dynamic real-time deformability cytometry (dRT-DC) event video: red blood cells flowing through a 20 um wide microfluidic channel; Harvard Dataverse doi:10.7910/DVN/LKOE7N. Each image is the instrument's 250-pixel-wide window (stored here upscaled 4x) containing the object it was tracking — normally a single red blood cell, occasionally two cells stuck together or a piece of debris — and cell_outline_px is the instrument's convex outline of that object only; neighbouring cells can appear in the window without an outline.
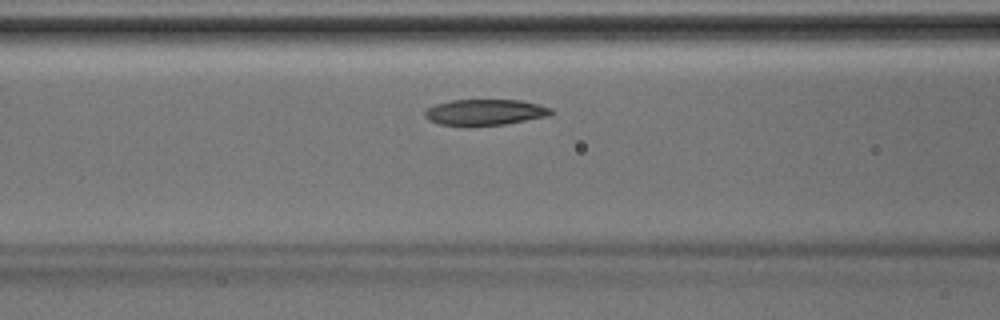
{"species": "Egyptian fruit bat (a non-hibernating species)", "species_latin": "Rousettus aegyptiacus", "temperature_condition": "room temperature", "stored_images_in_passage": 36, "camera_frame_rate_fps": 3000, "um_per_image_px": 0.085, "animal": {"sex": "male"}, "frame": {"image": 1, "passage_image": 10, "time_ms": 3.0, "image_size_px": [1000, 320], "cell_outline_px": [[556, 112], [552, 116], [504, 124], [440, 124], [428, 120], [424, 116], [424, 112], [428, 108], [436, 104], [452, 100], [520, 100], [540, 104], [552, 108]], "centroid_in_image_um": [41.33, 9.52], "position_along_channel_um": 125.3, "area_um2": 18.9}}
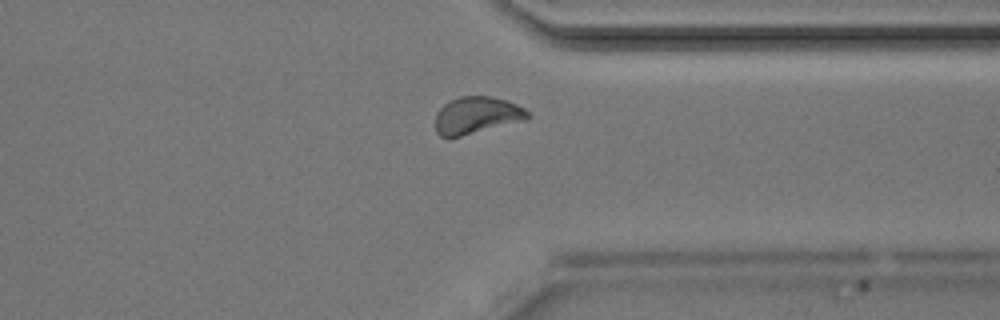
{"frame": {"image": 2, "passage_image": 26, "time_ms": 8.333, "image_size_px": [1000, 320], "cell_outline_px": [[532, 116], [528, 120], [448, 140], [440, 136], [436, 132], [436, 112], [444, 104], [460, 96], [488, 96], [508, 100], [524, 108]], "centroid_in_image_um": [40.53, 9.84], "position_along_channel_um": 370.9, "area_um2": 20.52}}
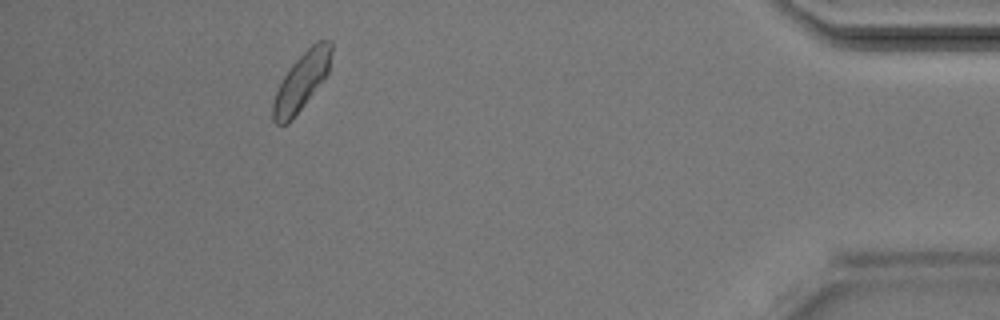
{"frame": {"image": 3, "passage_image": 32, "time_ms": 10.333, "image_size_px": [1000, 320], "cell_outline_px": [[332, 52], [328, 72], [324, 80], [292, 120], [288, 124], [276, 124], [272, 120], [272, 104], [276, 92], [288, 68], [316, 40], [332, 40]], "centroid_in_image_um": [25.64, 6.92], "position_along_channel_um": 409.6, "area_um2": 19.59}}